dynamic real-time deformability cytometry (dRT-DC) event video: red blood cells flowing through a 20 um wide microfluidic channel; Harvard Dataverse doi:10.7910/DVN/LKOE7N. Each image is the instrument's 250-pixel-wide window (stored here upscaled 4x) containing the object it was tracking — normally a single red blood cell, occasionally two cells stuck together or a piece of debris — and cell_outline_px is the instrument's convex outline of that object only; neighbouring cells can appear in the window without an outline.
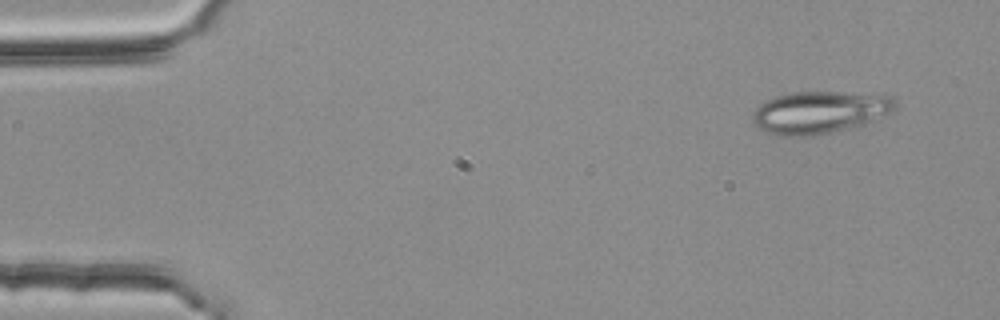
{"species": "common noctule bat (a hibernating species)", "species_latin": "Nyctalus noctula", "temperature_condition": "room temperature", "stored_images_in_passage": 3, "camera_frame_rate_fps": 3000, "um_per_image_px": 0.085, "animal": {"sex": "female", "body_mass_g": 25.1}, "frame": {"image": 1, "passage_image": 1, "time_ms": 0.0, "image_size_px": [1000, 320], "cell_outline_px": [[896, 108], [892, 112], [864, 124], [832, 132], [808, 136], [776, 136], [760, 128], [752, 120], [752, 116], [756, 108], [764, 100], [776, 96], [792, 92], [884, 92], [892, 96], [896, 100]], "centroid_in_image_um": [69.74, 9.51], "position_along_channel_um": 15.3, "area_um2": 35.72}}